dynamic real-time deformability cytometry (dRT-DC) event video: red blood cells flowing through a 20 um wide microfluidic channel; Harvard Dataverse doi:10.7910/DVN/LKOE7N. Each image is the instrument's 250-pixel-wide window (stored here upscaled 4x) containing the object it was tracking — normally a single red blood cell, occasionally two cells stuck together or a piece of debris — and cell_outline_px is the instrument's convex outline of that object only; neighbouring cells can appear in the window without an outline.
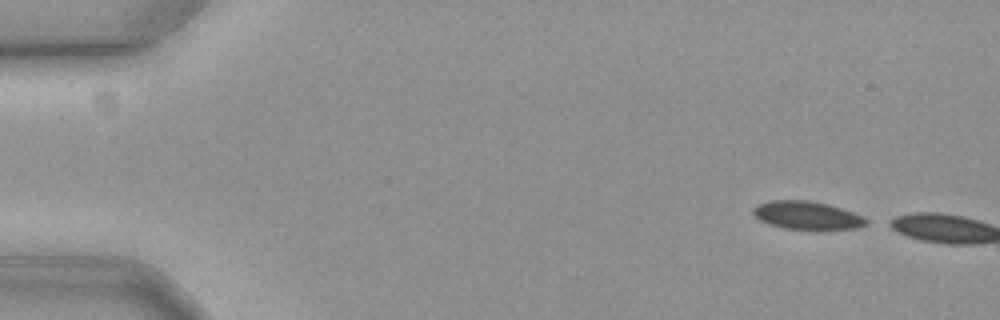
{"species": "common noctule bat (a hibernating species)", "species_latin": "Nyctalus noctula", "temperature_condition": "cold", "stored_images_in_passage": 3, "camera_frame_rate_fps": 3000, "um_per_image_px": 0.085, "animal": {"sex": "female", "body_mass_g": 19.3, "forearm_length_mm": 54.1}, "frame": {"image": 1, "passage_image": 1, "time_ms": 0.0, "image_size_px": [1000, 320], "cell_outline_px": [[872, 220], [868, 224], [856, 228], [784, 228], [760, 220], [752, 212], [752, 208], [756, 204], [768, 200], [808, 200], [828, 204], [864, 216]], "centroid_in_image_um": [68.6, 18.27], "position_along_channel_um": 16.4, "area_um2": 18.26}}